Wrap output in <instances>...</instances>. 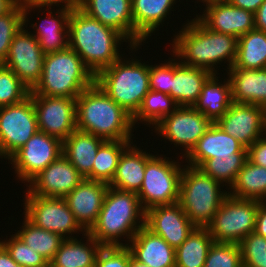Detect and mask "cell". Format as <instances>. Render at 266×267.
I'll return each mask as SVG.
<instances>
[{
    "instance_id": "obj_26",
    "label": "cell",
    "mask_w": 266,
    "mask_h": 267,
    "mask_svg": "<svg viewBox=\"0 0 266 267\" xmlns=\"http://www.w3.org/2000/svg\"><path fill=\"white\" fill-rule=\"evenodd\" d=\"M176 0H131L134 46L142 45L166 20Z\"/></svg>"
},
{
    "instance_id": "obj_53",
    "label": "cell",
    "mask_w": 266,
    "mask_h": 267,
    "mask_svg": "<svg viewBox=\"0 0 266 267\" xmlns=\"http://www.w3.org/2000/svg\"><path fill=\"white\" fill-rule=\"evenodd\" d=\"M129 267H149V266L134 259L129 251Z\"/></svg>"
},
{
    "instance_id": "obj_18",
    "label": "cell",
    "mask_w": 266,
    "mask_h": 267,
    "mask_svg": "<svg viewBox=\"0 0 266 267\" xmlns=\"http://www.w3.org/2000/svg\"><path fill=\"white\" fill-rule=\"evenodd\" d=\"M145 227L161 236L174 249L178 248L196 228L179 203L157 205L147 209Z\"/></svg>"
},
{
    "instance_id": "obj_31",
    "label": "cell",
    "mask_w": 266,
    "mask_h": 267,
    "mask_svg": "<svg viewBox=\"0 0 266 267\" xmlns=\"http://www.w3.org/2000/svg\"><path fill=\"white\" fill-rule=\"evenodd\" d=\"M213 74L203 85L194 107L202 112L212 123H216L233 103L229 79L221 84Z\"/></svg>"
},
{
    "instance_id": "obj_48",
    "label": "cell",
    "mask_w": 266,
    "mask_h": 267,
    "mask_svg": "<svg viewBox=\"0 0 266 267\" xmlns=\"http://www.w3.org/2000/svg\"><path fill=\"white\" fill-rule=\"evenodd\" d=\"M254 232L266 238V202H262L258 207Z\"/></svg>"
},
{
    "instance_id": "obj_33",
    "label": "cell",
    "mask_w": 266,
    "mask_h": 267,
    "mask_svg": "<svg viewBox=\"0 0 266 267\" xmlns=\"http://www.w3.org/2000/svg\"><path fill=\"white\" fill-rule=\"evenodd\" d=\"M213 242L207 228L196 227L175 249V267H203Z\"/></svg>"
},
{
    "instance_id": "obj_7",
    "label": "cell",
    "mask_w": 266,
    "mask_h": 267,
    "mask_svg": "<svg viewBox=\"0 0 266 267\" xmlns=\"http://www.w3.org/2000/svg\"><path fill=\"white\" fill-rule=\"evenodd\" d=\"M180 179L179 201L189 220L199 228H207L228 192L200 168L186 166Z\"/></svg>"
},
{
    "instance_id": "obj_20",
    "label": "cell",
    "mask_w": 266,
    "mask_h": 267,
    "mask_svg": "<svg viewBox=\"0 0 266 267\" xmlns=\"http://www.w3.org/2000/svg\"><path fill=\"white\" fill-rule=\"evenodd\" d=\"M78 7L103 25L120 32L130 42L129 49L139 47L134 46L131 0H81Z\"/></svg>"
},
{
    "instance_id": "obj_30",
    "label": "cell",
    "mask_w": 266,
    "mask_h": 267,
    "mask_svg": "<svg viewBox=\"0 0 266 267\" xmlns=\"http://www.w3.org/2000/svg\"><path fill=\"white\" fill-rule=\"evenodd\" d=\"M86 244L75 238H66L53 259L52 267H95L100 249L103 247L88 232L84 234Z\"/></svg>"
},
{
    "instance_id": "obj_44",
    "label": "cell",
    "mask_w": 266,
    "mask_h": 267,
    "mask_svg": "<svg viewBox=\"0 0 266 267\" xmlns=\"http://www.w3.org/2000/svg\"><path fill=\"white\" fill-rule=\"evenodd\" d=\"M174 77V59L159 65L149 66V87L171 96V84Z\"/></svg>"
},
{
    "instance_id": "obj_46",
    "label": "cell",
    "mask_w": 266,
    "mask_h": 267,
    "mask_svg": "<svg viewBox=\"0 0 266 267\" xmlns=\"http://www.w3.org/2000/svg\"><path fill=\"white\" fill-rule=\"evenodd\" d=\"M23 1V11H24V25H26L25 27L27 28V23L28 22V18H27V14L29 13V11L31 12L32 9L34 8H38L42 10V7L47 6V8L49 7L50 9L52 5H58L60 3H64V5H68V6H78L81 2V0H22Z\"/></svg>"
},
{
    "instance_id": "obj_15",
    "label": "cell",
    "mask_w": 266,
    "mask_h": 267,
    "mask_svg": "<svg viewBox=\"0 0 266 267\" xmlns=\"http://www.w3.org/2000/svg\"><path fill=\"white\" fill-rule=\"evenodd\" d=\"M44 56L38 40L23 26L14 36L2 65L32 90L41 79Z\"/></svg>"
},
{
    "instance_id": "obj_4",
    "label": "cell",
    "mask_w": 266,
    "mask_h": 267,
    "mask_svg": "<svg viewBox=\"0 0 266 267\" xmlns=\"http://www.w3.org/2000/svg\"><path fill=\"white\" fill-rule=\"evenodd\" d=\"M143 226L145 210L137 194L109 186L98 218L88 233L102 246H125L119 238L126 236L128 243Z\"/></svg>"
},
{
    "instance_id": "obj_49",
    "label": "cell",
    "mask_w": 266,
    "mask_h": 267,
    "mask_svg": "<svg viewBox=\"0 0 266 267\" xmlns=\"http://www.w3.org/2000/svg\"><path fill=\"white\" fill-rule=\"evenodd\" d=\"M228 2L233 6L255 13L264 0H228Z\"/></svg>"
},
{
    "instance_id": "obj_50",
    "label": "cell",
    "mask_w": 266,
    "mask_h": 267,
    "mask_svg": "<svg viewBox=\"0 0 266 267\" xmlns=\"http://www.w3.org/2000/svg\"><path fill=\"white\" fill-rule=\"evenodd\" d=\"M255 29L266 32V0L260 5L254 13Z\"/></svg>"
},
{
    "instance_id": "obj_22",
    "label": "cell",
    "mask_w": 266,
    "mask_h": 267,
    "mask_svg": "<svg viewBox=\"0 0 266 267\" xmlns=\"http://www.w3.org/2000/svg\"><path fill=\"white\" fill-rule=\"evenodd\" d=\"M232 153H247V148L236 138L212 123L192 150L185 156L186 162L199 167L205 160L214 157L231 156Z\"/></svg>"
},
{
    "instance_id": "obj_40",
    "label": "cell",
    "mask_w": 266,
    "mask_h": 267,
    "mask_svg": "<svg viewBox=\"0 0 266 267\" xmlns=\"http://www.w3.org/2000/svg\"><path fill=\"white\" fill-rule=\"evenodd\" d=\"M30 91L11 69L0 64V107L23 101Z\"/></svg>"
},
{
    "instance_id": "obj_43",
    "label": "cell",
    "mask_w": 266,
    "mask_h": 267,
    "mask_svg": "<svg viewBox=\"0 0 266 267\" xmlns=\"http://www.w3.org/2000/svg\"><path fill=\"white\" fill-rule=\"evenodd\" d=\"M244 267H266V238L252 232L240 243Z\"/></svg>"
},
{
    "instance_id": "obj_37",
    "label": "cell",
    "mask_w": 266,
    "mask_h": 267,
    "mask_svg": "<svg viewBox=\"0 0 266 267\" xmlns=\"http://www.w3.org/2000/svg\"><path fill=\"white\" fill-rule=\"evenodd\" d=\"M179 105L176 101L168 94L149 91L140 109L133 116V124L135 125L138 121H143L147 125L156 126L165 116L170 115L175 111Z\"/></svg>"
},
{
    "instance_id": "obj_10",
    "label": "cell",
    "mask_w": 266,
    "mask_h": 267,
    "mask_svg": "<svg viewBox=\"0 0 266 267\" xmlns=\"http://www.w3.org/2000/svg\"><path fill=\"white\" fill-rule=\"evenodd\" d=\"M31 94L23 101L0 107V156L9 159L37 132Z\"/></svg>"
},
{
    "instance_id": "obj_17",
    "label": "cell",
    "mask_w": 266,
    "mask_h": 267,
    "mask_svg": "<svg viewBox=\"0 0 266 267\" xmlns=\"http://www.w3.org/2000/svg\"><path fill=\"white\" fill-rule=\"evenodd\" d=\"M83 179L84 177L62 154L28 182L26 194L64 198Z\"/></svg>"
},
{
    "instance_id": "obj_8",
    "label": "cell",
    "mask_w": 266,
    "mask_h": 267,
    "mask_svg": "<svg viewBox=\"0 0 266 267\" xmlns=\"http://www.w3.org/2000/svg\"><path fill=\"white\" fill-rule=\"evenodd\" d=\"M167 157L151 155L146 163L141 189L137 196L142 208L178 203L183 168ZM175 161V162H174Z\"/></svg>"
},
{
    "instance_id": "obj_52",
    "label": "cell",
    "mask_w": 266,
    "mask_h": 267,
    "mask_svg": "<svg viewBox=\"0 0 266 267\" xmlns=\"http://www.w3.org/2000/svg\"><path fill=\"white\" fill-rule=\"evenodd\" d=\"M21 0H0V16L9 13Z\"/></svg>"
},
{
    "instance_id": "obj_45",
    "label": "cell",
    "mask_w": 266,
    "mask_h": 267,
    "mask_svg": "<svg viewBox=\"0 0 266 267\" xmlns=\"http://www.w3.org/2000/svg\"><path fill=\"white\" fill-rule=\"evenodd\" d=\"M95 267H129V249L126 246H103Z\"/></svg>"
},
{
    "instance_id": "obj_16",
    "label": "cell",
    "mask_w": 266,
    "mask_h": 267,
    "mask_svg": "<svg viewBox=\"0 0 266 267\" xmlns=\"http://www.w3.org/2000/svg\"><path fill=\"white\" fill-rule=\"evenodd\" d=\"M266 109L262 106L233 102L216 124L246 148L266 131Z\"/></svg>"
},
{
    "instance_id": "obj_23",
    "label": "cell",
    "mask_w": 266,
    "mask_h": 267,
    "mask_svg": "<svg viewBox=\"0 0 266 267\" xmlns=\"http://www.w3.org/2000/svg\"><path fill=\"white\" fill-rule=\"evenodd\" d=\"M130 242L125 243V246L137 261L149 267H175V249L145 226Z\"/></svg>"
},
{
    "instance_id": "obj_2",
    "label": "cell",
    "mask_w": 266,
    "mask_h": 267,
    "mask_svg": "<svg viewBox=\"0 0 266 267\" xmlns=\"http://www.w3.org/2000/svg\"><path fill=\"white\" fill-rule=\"evenodd\" d=\"M68 28L69 47L81 57L94 76L123 56L118 47L127 39L114 28L87 15L78 6L71 10Z\"/></svg>"
},
{
    "instance_id": "obj_3",
    "label": "cell",
    "mask_w": 266,
    "mask_h": 267,
    "mask_svg": "<svg viewBox=\"0 0 266 267\" xmlns=\"http://www.w3.org/2000/svg\"><path fill=\"white\" fill-rule=\"evenodd\" d=\"M77 130L105 141H131L133 116L95 82L76 98Z\"/></svg>"
},
{
    "instance_id": "obj_25",
    "label": "cell",
    "mask_w": 266,
    "mask_h": 267,
    "mask_svg": "<svg viewBox=\"0 0 266 267\" xmlns=\"http://www.w3.org/2000/svg\"><path fill=\"white\" fill-rule=\"evenodd\" d=\"M135 146V147H134ZM137 148L136 145H129L120 155L117 169L110 187L126 192L138 194L145 174L148 158L152 154Z\"/></svg>"
},
{
    "instance_id": "obj_35",
    "label": "cell",
    "mask_w": 266,
    "mask_h": 267,
    "mask_svg": "<svg viewBox=\"0 0 266 267\" xmlns=\"http://www.w3.org/2000/svg\"><path fill=\"white\" fill-rule=\"evenodd\" d=\"M22 229L16 235L50 262L66 238L35 226L24 216Z\"/></svg>"
},
{
    "instance_id": "obj_27",
    "label": "cell",
    "mask_w": 266,
    "mask_h": 267,
    "mask_svg": "<svg viewBox=\"0 0 266 267\" xmlns=\"http://www.w3.org/2000/svg\"><path fill=\"white\" fill-rule=\"evenodd\" d=\"M176 60L174 59L171 97L179 106H194L199 99L203 85L213 74L203 68L184 65Z\"/></svg>"
},
{
    "instance_id": "obj_14",
    "label": "cell",
    "mask_w": 266,
    "mask_h": 267,
    "mask_svg": "<svg viewBox=\"0 0 266 267\" xmlns=\"http://www.w3.org/2000/svg\"><path fill=\"white\" fill-rule=\"evenodd\" d=\"M211 124L194 106H179L155 126V131L176 147L177 144L183 147L185 153L182 156H186Z\"/></svg>"
},
{
    "instance_id": "obj_28",
    "label": "cell",
    "mask_w": 266,
    "mask_h": 267,
    "mask_svg": "<svg viewBox=\"0 0 266 267\" xmlns=\"http://www.w3.org/2000/svg\"><path fill=\"white\" fill-rule=\"evenodd\" d=\"M72 8L73 6L62 5V7L55 12L58 14L57 16H55L49 8H46L45 11L48 10V13H50L48 15L50 17L47 16L48 19L45 18L47 22L44 20L43 24H38V27L37 22L36 24H31V27L37 29L36 32H34L37 34H33V36L38 40V44L45 55L67 49L69 47L68 20ZM54 16L57 18L55 19Z\"/></svg>"
},
{
    "instance_id": "obj_29",
    "label": "cell",
    "mask_w": 266,
    "mask_h": 267,
    "mask_svg": "<svg viewBox=\"0 0 266 267\" xmlns=\"http://www.w3.org/2000/svg\"><path fill=\"white\" fill-rule=\"evenodd\" d=\"M105 140L90 133L75 130L64 142L62 154L88 180L100 145Z\"/></svg>"
},
{
    "instance_id": "obj_41",
    "label": "cell",
    "mask_w": 266,
    "mask_h": 267,
    "mask_svg": "<svg viewBox=\"0 0 266 267\" xmlns=\"http://www.w3.org/2000/svg\"><path fill=\"white\" fill-rule=\"evenodd\" d=\"M241 248L237 243L213 242L203 267H242Z\"/></svg>"
},
{
    "instance_id": "obj_36",
    "label": "cell",
    "mask_w": 266,
    "mask_h": 267,
    "mask_svg": "<svg viewBox=\"0 0 266 267\" xmlns=\"http://www.w3.org/2000/svg\"><path fill=\"white\" fill-rule=\"evenodd\" d=\"M132 141H104L96 154L92 167V180L109 184L116 172L122 152Z\"/></svg>"
},
{
    "instance_id": "obj_5",
    "label": "cell",
    "mask_w": 266,
    "mask_h": 267,
    "mask_svg": "<svg viewBox=\"0 0 266 267\" xmlns=\"http://www.w3.org/2000/svg\"><path fill=\"white\" fill-rule=\"evenodd\" d=\"M95 82V76L70 47L46 54L42 76L31 95L77 98Z\"/></svg>"
},
{
    "instance_id": "obj_21",
    "label": "cell",
    "mask_w": 266,
    "mask_h": 267,
    "mask_svg": "<svg viewBox=\"0 0 266 267\" xmlns=\"http://www.w3.org/2000/svg\"><path fill=\"white\" fill-rule=\"evenodd\" d=\"M197 18L208 29L236 38L255 29L254 13L233 6L229 2L210 4Z\"/></svg>"
},
{
    "instance_id": "obj_6",
    "label": "cell",
    "mask_w": 266,
    "mask_h": 267,
    "mask_svg": "<svg viewBox=\"0 0 266 267\" xmlns=\"http://www.w3.org/2000/svg\"><path fill=\"white\" fill-rule=\"evenodd\" d=\"M120 57L95 76V83L119 106L134 116L150 91L149 65Z\"/></svg>"
},
{
    "instance_id": "obj_13",
    "label": "cell",
    "mask_w": 266,
    "mask_h": 267,
    "mask_svg": "<svg viewBox=\"0 0 266 267\" xmlns=\"http://www.w3.org/2000/svg\"><path fill=\"white\" fill-rule=\"evenodd\" d=\"M63 142L42 131H37L8 160L21 181L28 183L39 172L62 155Z\"/></svg>"
},
{
    "instance_id": "obj_12",
    "label": "cell",
    "mask_w": 266,
    "mask_h": 267,
    "mask_svg": "<svg viewBox=\"0 0 266 267\" xmlns=\"http://www.w3.org/2000/svg\"><path fill=\"white\" fill-rule=\"evenodd\" d=\"M38 130L64 142L77 129L76 98L31 95Z\"/></svg>"
},
{
    "instance_id": "obj_42",
    "label": "cell",
    "mask_w": 266,
    "mask_h": 267,
    "mask_svg": "<svg viewBox=\"0 0 266 267\" xmlns=\"http://www.w3.org/2000/svg\"><path fill=\"white\" fill-rule=\"evenodd\" d=\"M0 243L10 253L12 259L23 267H47L49 265L43 256L26 245L16 234L12 235L7 242L4 240Z\"/></svg>"
},
{
    "instance_id": "obj_34",
    "label": "cell",
    "mask_w": 266,
    "mask_h": 267,
    "mask_svg": "<svg viewBox=\"0 0 266 267\" xmlns=\"http://www.w3.org/2000/svg\"><path fill=\"white\" fill-rule=\"evenodd\" d=\"M231 68H266V32L254 29L238 38L237 55Z\"/></svg>"
},
{
    "instance_id": "obj_38",
    "label": "cell",
    "mask_w": 266,
    "mask_h": 267,
    "mask_svg": "<svg viewBox=\"0 0 266 267\" xmlns=\"http://www.w3.org/2000/svg\"><path fill=\"white\" fill-rule=\"evenodd\" d=\"M247 160V153H232L231 156L205 160L198 168L220 183L233 184L238 172Z\"/></svg>"
},
{
    "instance_id": "obj_1",
    "label": "cell",
    "mask_w": 266,
    "mask_h": 267,
    "mask_svg": "<svg viewBox=\"0 0 266 267\" xmlns=\"http://www.w3.org/2000/svg\"><path fill=\"white\" fill-rule=\"evenodd\" d=\"M174 37L172 52L184 65L217 74L215 65L225 60L229 70L235 62L238 38L208 29L197 16Z\"/></svg>"
},
{
    "instance_id": "obj_39",
    "label": "cell",
    "mask_w": 266,
    "mask_h": 267,
    "mask_svg": "<svg viewBox=\"0 0 266 267\" xmlns=\"http://www.w3.org/2000/svg\"><path fill=\"white\" fill-rule=\"evenodd\" d=\"M23 26L24 11L21 0L9 13L0 16V64L5 61L14 36Z\"/></svg>"
},
{
    "instance_id": "obj_19",
    "label": "cell",
    "mask_w": 266,
    "mask_h": 267,
    "mask_svg": "<svg viewBox=\"0 0 266 267\" xmlns=\"http://www.w3.org/2000/svg\"><path fill=\"white\" fill-rule=\"evenodd\" d=\"M109 185L105 182L83 179L64 200L79 225L88 232L95 224Z\"/></svg>"
},
{
    "instance_id": "obj_47",
    "label": "cell",
    "mask_w": 266,
    "mask_h": 267,
    "mask_svg": "<svg viewBox=\"0 0 266 267\" xmlns=\"http://www.w3.org/2000/svg\"><path fill=\"white\" fill-rule=\"evenodd\" d=\"M266 136V134H265ZM260 137L247 148V159L255 165L266 168V137Z\"/></svg>"
},
{
    "instance_id": "obj_11",
    "label": "cell",
    "mask_w": 266,
    "mask_h": 267,
    "mask_svg": "<svg viewBox=\"0 0 266 267\" xmlns=\"http://www.w3.org/2000/svg\"><path fill=\"white\" fill-rule=\"evenodd\" d=\"M23 204H25V217L39 228L60 234L64 238H74L69 234L80 231L83 232L82 235L86 233L68 208L64 198L26 194ZM67 234L69 237L66 236Z\"/></svg>"
},
{
    "instance_id": "obj_51",
    "label": "cell",
    "mask_w": 266,
    "mask_h": 267,
    "mask_svg": "<svg viewBox=\"0 0 266 267\" xmlns=\"http://www.w3.org/2000/svg\"><path fill=\"white\" fill-rule=\"evenodd\" d=\"M0 267H23L16 263L6 248L0 243Z\"/></svg>"
},
{
    "instance_id": "obj_54",
    "label": "cell",
    "mask_w": 266,
    "mask_h": 267,
    "mask_svg": "<svg viewBox=\"0 0 266 267\" xmlns=\"http://www.w3.org/2000/svg\"><path fill=\"white\" fill-rule=\"evenodd\" d=\"M201 2L205 3L206 6H208V5L213 4V3L228 2V0H202Z\"/></svg>"
},
{
    "instance_id": "obj_32",
    "label": "cell",
    "mask_w": 266,
    "mask_h": 267,
    "mask_svg": "<svg viewBox=\"0 0 266 267\" xmlns=\"http://www.w3.org/2000/svg\"><path fill=\"white\" fill-rule=\"evenodd\" d=\"M229 189L228 195L235 198L266 202V168L247 159Z\"/></svg>"
},
{
    "instance_id": "obj_24",
    "label": "cell",
    "mask_w": 266,
    "mask_h": 267,
    "mask_svg": "<svg viewBox=\"0 0 266 267\" xmlns=\"http://www.w3.org/2000/svg\"><path fill=\"white\" fill-rule=\"evenodd\" d=\"M228 71L233 102L254 104L266 109V68H230Z\"/></svg>"
},
{
    "instance_id": "obj_9",
    "label": "cell",
    "mask_w": 266,
    "mask_h": 267,
    "mask_svg": "<svg viewBox=\"0 0 266 267\" xmlns=\"http://www.w3.org/2000/svg\"><path fill=\"white\" fill-rule=\"evenodd\" d=\"M261 203L255 199H239L228 195L207 226L214 242L239 244L254 232Z\"/></svg>"
}]
</instances>
